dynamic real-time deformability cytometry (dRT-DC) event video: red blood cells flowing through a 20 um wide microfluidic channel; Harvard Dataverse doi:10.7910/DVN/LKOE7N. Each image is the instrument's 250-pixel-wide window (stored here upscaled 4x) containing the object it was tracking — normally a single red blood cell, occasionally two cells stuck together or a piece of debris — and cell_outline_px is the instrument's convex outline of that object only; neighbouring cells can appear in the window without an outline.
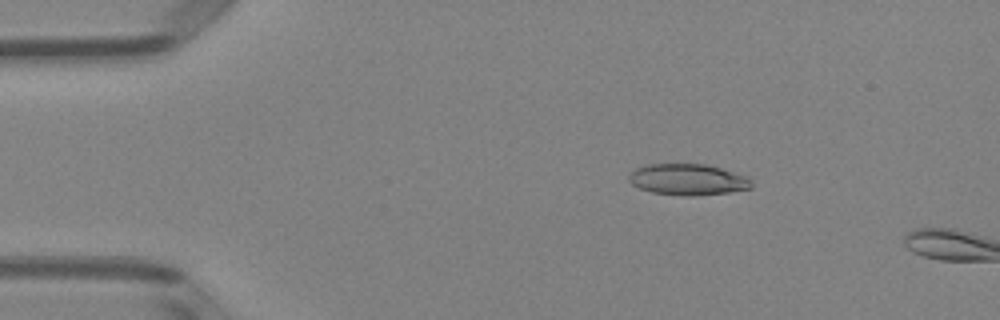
{"species": "Egyptian fruit bat (a non-hibernating species)", "species_latin": "Rousettus aegyptiacus", "temperature_condition": "room temperature", "stored_images_in_passage": 11, "camera_frame_rate_fps": 3000, "um_per_image_px": 0.085, "animal": {"sex": "female"}, "frame": {"image": 1, "passage_image": 8, "time_ms": 2.333, "image_size_px": [1000, 320], "cell_outline_px": [[752, 188], [728, 192], [692, 196], [684, 196], [652, 192], [640, 188], [632, 184], [628, 180], [628, 176], [636, 168], [644, 164], [708, 164], [748, 176], [752, 180]], "centroid_in_image_um": [58.48, 15.25], "position_along_channel_um": 26.5, "area_um2": 22.43}}